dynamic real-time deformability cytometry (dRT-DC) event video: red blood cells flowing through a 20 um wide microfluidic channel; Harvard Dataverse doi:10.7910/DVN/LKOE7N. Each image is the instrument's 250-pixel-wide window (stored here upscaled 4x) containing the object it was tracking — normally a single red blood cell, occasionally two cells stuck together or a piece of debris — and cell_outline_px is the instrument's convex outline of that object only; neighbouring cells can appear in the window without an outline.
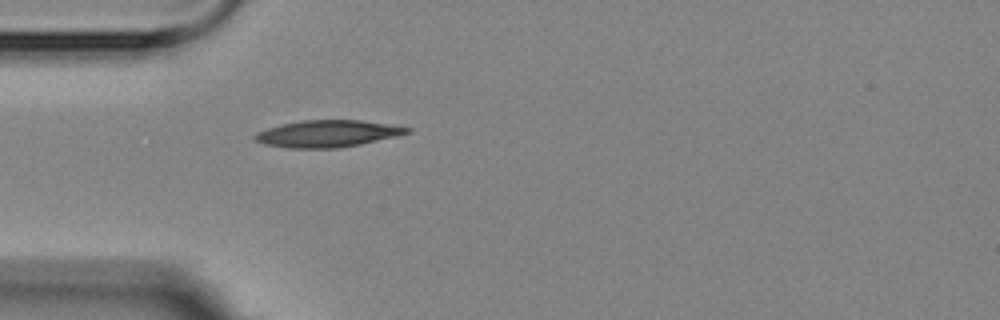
{"species": "Egyptian fruit bat (a non-hibernating species)", "species_latin": "Rousettus aegyptiacus", "temperature_condition": "room temperature", "stored_images_in_passage": 5, "camera_frame_rate_fps": 3000, "um_per_image_px": 0.085, "animal": {"sex": "female"}, "frame": {"image": 1, "passage_image": 5, "time_ms": 4.667, "image_size_px": [1000, 320], "cell_outline_px": [[412, 132], [396, 136], [360, 144], [336, 148], [288, 148], [264, 144], [252, 140], [252, 136], [256, 132], [268, 128], [300, 120], [360, 120], [388, 124], [412, 128]], "centroid_in_image_um": [27.81, 11.36], "position_along_channel_um": 57.2, "area_um2": 23.81}}